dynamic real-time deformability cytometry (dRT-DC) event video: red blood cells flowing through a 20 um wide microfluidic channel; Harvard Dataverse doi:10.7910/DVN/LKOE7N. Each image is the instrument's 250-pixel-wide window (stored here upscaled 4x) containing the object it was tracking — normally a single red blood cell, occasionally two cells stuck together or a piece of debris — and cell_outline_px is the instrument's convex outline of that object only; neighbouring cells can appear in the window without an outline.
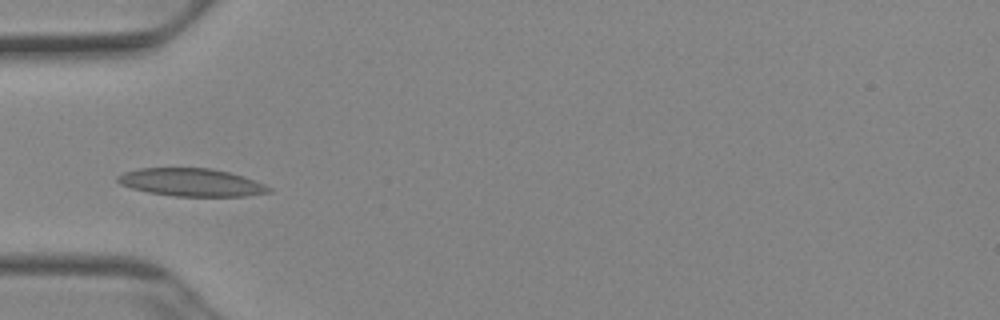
{"species": "Egyptian fruit bat (a non-hibernating species)", "species_latin": "Rousettus aegyptiacus", "temperature_condition": "cold", "stored_images_in_passage": 36, "camera_frame_rate_fps": 3000, "um_per_image_px": 0.085, "animal": {"sex": "female"}, "frame": {"image": 1, "passage_image": 1, "time_ms": 0.0, "image_size_px": [1000, 320], "cell_outline_px": [[272, 192], [244, 196], [176, 196], [148, 192], [132, 188], [120, 184], [116, 180], [116, 176], [124, 172], [140, 168], [212, 168], [244, 176], [264, 184], [272, 188]], "centroid_in_image_um": [16.27, 15.5], "position_along_channel_um": 68.7, "area_um2": 24.51}}
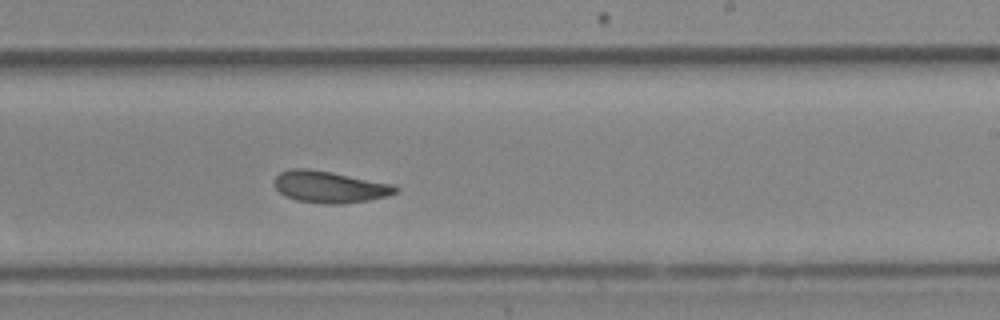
{"frame": {"image": 2, "passage_image": 16, "time_ms": 5.0, "image_size_px": [1000, 320], "cell_outline_px": [[400, 188], [396, 192], [388, 196], [368, 200], [340, 204], [324, 204], [296, 200], [284, 196], [272, 184], [272, 180], [280, 172], [292, 168], [308, 168], [332, 172], [396, 184]], "centroid_in_image_um": [28.01, 15.88], "position_along_channel_um": 261.0, "area_um2": 22.77}}
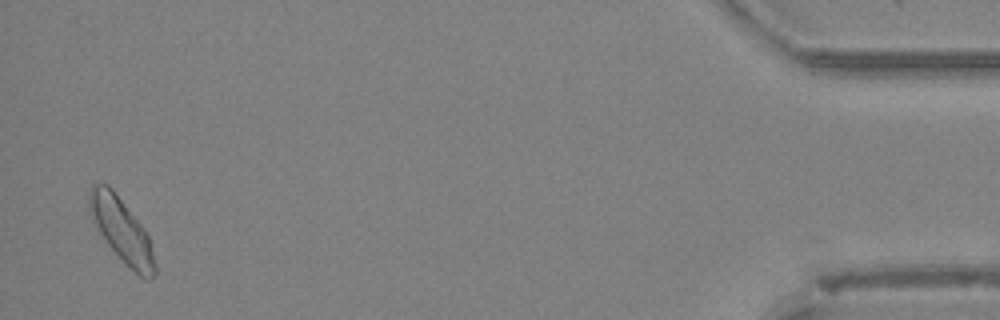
{"frame": {"image": 3, "passage_image": 35, "time_ms": 11.333, "image_size_px": [1000, 320], "cell_outline_px": [[156, 272], [152, 280], [144, 280], [124, 264], [108, 244], [100, 232], [88, 208], [88, 192], [92, 184], [108, 184], [112, 188], [144, 228], [148, 236], [156, 264]], "centroid_in_image_um": [10.36, 19.6], "position_along_channel_um": 424.8, "area_um2": 24.33}, "authors_computed_cell_mechanics": {"area_um2": 22.2819, "velocity_mm_per_s": 3.876, "shape_relaxation_time_tau1_ms": null, "shape_relaxation_time_tau2_ms": 3.2563, "deformation_change_tau1": null, "deformation_change_tau2": 0.084}}